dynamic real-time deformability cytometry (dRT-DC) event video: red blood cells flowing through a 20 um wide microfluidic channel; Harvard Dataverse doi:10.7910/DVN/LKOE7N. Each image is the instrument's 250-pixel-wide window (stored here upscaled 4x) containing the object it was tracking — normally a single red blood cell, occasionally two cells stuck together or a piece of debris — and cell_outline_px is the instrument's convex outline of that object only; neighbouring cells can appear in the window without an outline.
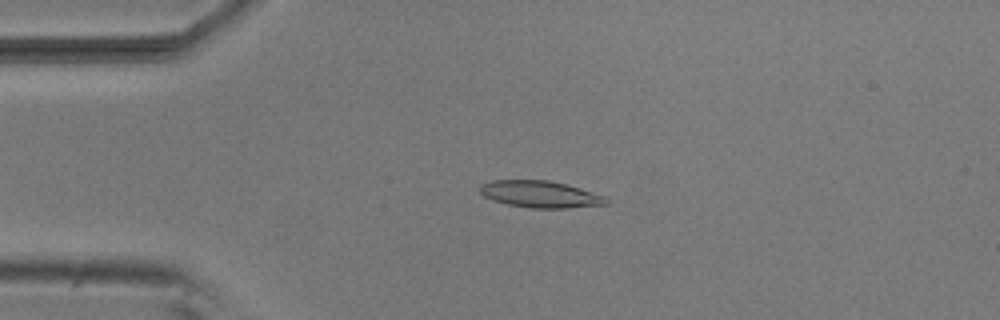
{"species": "common noctule bat (a hibernating species)", "species_latin": "Nyctalus noctula", "temperature_condition": "room temperature", "stored_images_in_passage": 48, "camera_frame_rate_fps": 3000, "um_per_image_px": 0.085, "animal": {"sex": "male", "body_mass_g": 20.5, "forearm_length_mm": 52.5}, "frame": {"image": 1, "passage_image": 9, "time_ms": 2.667, "image_size_px": [1000, 320], "cell_outline_px": [[608, 204], [568, 208], [528, 208], [508, 204], [492, 200], [484, 196], [480, 192], [480, 184], [492, 180], [548, 180], [580, 188], [604, 196], [608, 200]], "centroid_in_image_um": [45.89, 16.51], "position_along_channel_um": 39.1, "area_um2": 19.65}}
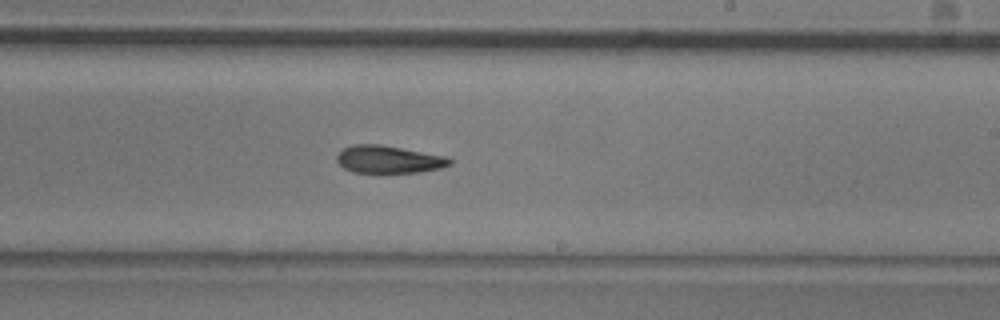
{"frame": {"image": 2, "passage_image": 28, "time_ms": 9.0, "image_size_px": [1000, 320], "cell_outline_px": [[452, 164], [440, 168], [420, 172], [380, 176], [352, 172], [344, 168], [336, 160], [336, 156], [340, 148], [352, 144], [380, 144], [448, 156], [452, 160]], "centroid_in_image_um": [33.0, 13.59], "position_along_channel_um": 256.0, "area_um2": 19.31}}
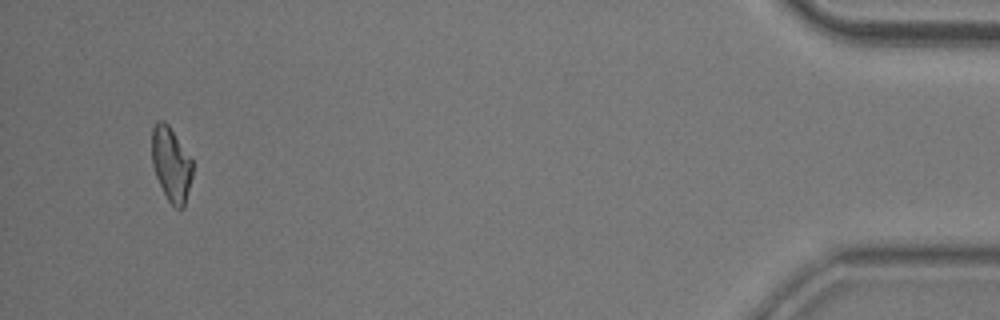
{"frame": {"image": 3, "passage_image": 47, "time_ms": 15.333, "image_size_px": [1000, 320], "cell_outline_px": [[192, 176], [184, 208], [176, 208], [168, 200], [156, 176], [152, 164], [152, 128], [156, 120], [164, 120], [168, 124], [192, 160]], "centroid_in_image_um": [14.54, 13.94], "position_along_channel_um": 420.7, "area_um2": 17.46}}